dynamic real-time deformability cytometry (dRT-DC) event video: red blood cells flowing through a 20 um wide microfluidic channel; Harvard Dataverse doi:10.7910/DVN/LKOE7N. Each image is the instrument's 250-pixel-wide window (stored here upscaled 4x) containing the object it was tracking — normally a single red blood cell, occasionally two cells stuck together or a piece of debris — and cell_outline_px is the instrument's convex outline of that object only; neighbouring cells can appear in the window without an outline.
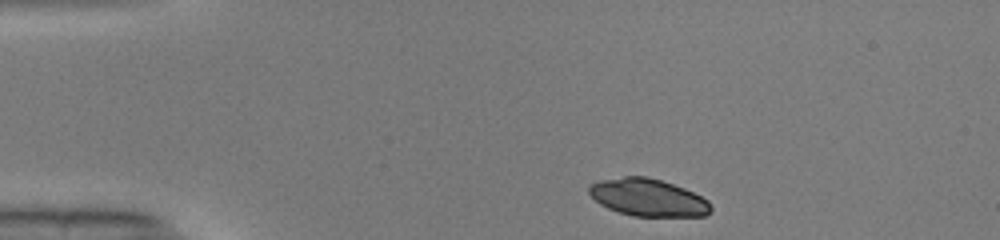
{"species": "common noctule bat (a hibernating species)", "species_latin": "Nyctalus noctula", "temperature_condition": "warm", "stored_images_in_passage": 42, "camera_frame_rate_fps": 3000, "um_per_image_px": 0.085, "animal": {"sex": "male", "body_mass_g": 19.0, "forearm_length_mm": 50.8}, "frame": {"image": 1, "passage_image": 1, "time_ms": 0.0, "image_size_px": [1000, 240], "cell_outline_px": [[712, 212], [704, 216], [632, 216], [608, 208], [600, 204], [588, 192], [588, 188], [592, 184], [600, 180], [624, 176], [648, 176], [684, 188], [708, 200], [712, 208]], "centroid_in_image_um": [55.1, 16.79], "position_along_channel_um": 29.9, "area_um2": 26.41}}
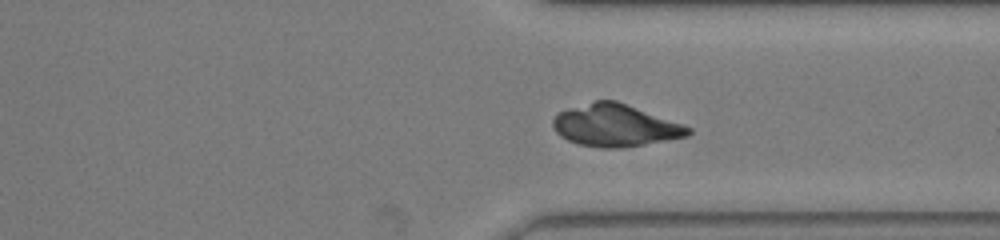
{"frame": {"image": 2, "passage_image": 30, "time_ms": 9.667, "image_size_px": [1000, 240], "cell_outline_px": [[692, 132], [688, 136], [668, 140], [624, 148], [600, 148], [580, 144], [568, 140], [560, 136], [556, 132], [552, 124], [552, 120], [560, 112], [568, 108], [596, 100], [616, 100], [692, 128]], "centroid_in_image_um": [52.29, 10.67], "position_along_channel_um": 359.1, "area_um2": 33.06}}
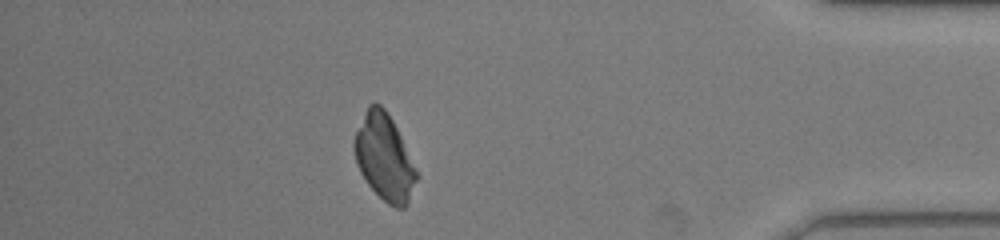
{"frame": {"image": 3, "passage_image": 36, "time_ms": 11.667, "image_size_px": [1000, 240], "cell_outline_px": [[420, 176], [408, 204], [404, 208], [396, 208], [388, 204], [368, 184], [360, 172], [356, 164], [352, 148], [352, 140], [368, 104], [380, 104], [384, 108], [392, 120]], "centroid_in_image_um": [32.66, 13.4], "position_along_channel_um": 402.5, "area_um2": 31.33}}